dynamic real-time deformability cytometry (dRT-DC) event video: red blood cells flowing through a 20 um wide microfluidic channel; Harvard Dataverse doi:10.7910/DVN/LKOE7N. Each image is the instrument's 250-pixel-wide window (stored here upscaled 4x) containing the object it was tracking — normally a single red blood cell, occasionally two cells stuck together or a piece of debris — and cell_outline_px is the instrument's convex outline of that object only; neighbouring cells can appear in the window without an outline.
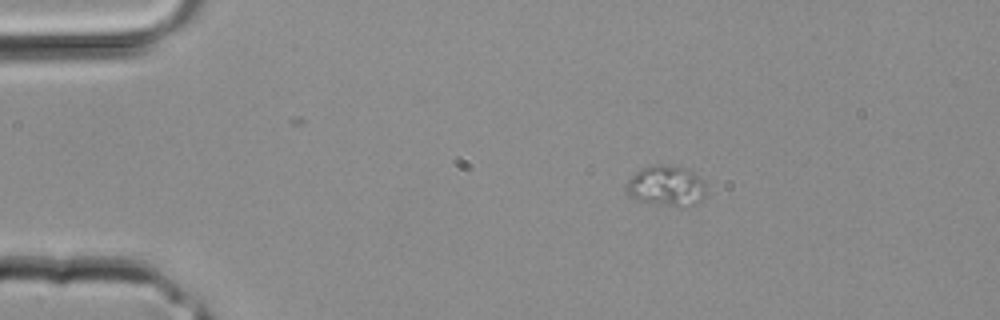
{"species": "common noctule bat (a hibernating species)", "species_latin": "Nyctalus noctula", "temperature_condition": "room temperature", "stored_images_in_passage": 3, "camera_frame_rate_fps": 3000, "um_per_image_px": 0.085, "animal": {"sex": "male", "body_mass_g": 20.4}, "frame": {"image": 1, "passage_image": 1, "time_ms": 0.0, "image_size_px": [1000, 320], "cell_outline_px": [[708, 184], [704, 196], [696, 204], [684, 208], [676, 208], [652, 204], [636, 200], [628, 192], [628, 180], [636, 172], [652, 164], [668, 164], [688, 168]], "centroid_in_image_um": [56.71, 15.82], "position_along_channel_um": 28.3, "area_um2": 19.36}}